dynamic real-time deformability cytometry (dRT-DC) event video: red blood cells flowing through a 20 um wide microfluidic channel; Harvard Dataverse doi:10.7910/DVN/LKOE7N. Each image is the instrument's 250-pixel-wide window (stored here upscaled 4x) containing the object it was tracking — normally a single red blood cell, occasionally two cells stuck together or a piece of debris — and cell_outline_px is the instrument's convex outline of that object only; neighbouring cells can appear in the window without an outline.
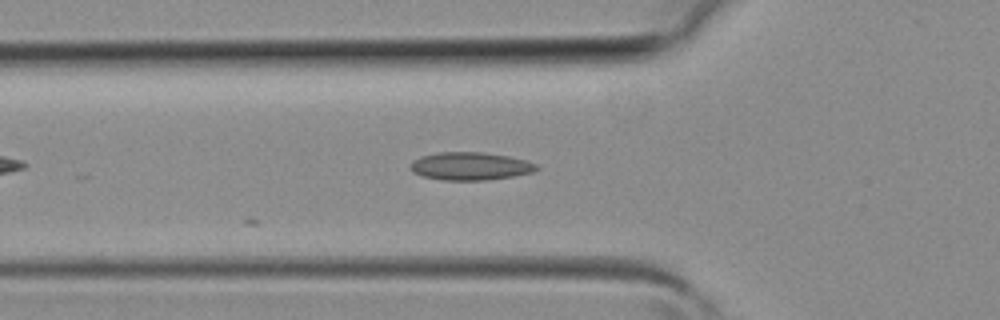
{"species": "common noctule bat (a hibernating species)", "species_latin": "Nyctalus noctula", "temperature_condition": "room temperature", "stored_images_in_passage": 3, "camera_frame_rate_fps": 3000, "um_per_image_px": 0.085, "animal": {"sex": "female", "body_mass_g": 19.3, "forearm_length_mm": 54.1}, "frame": {"image": 1, "passage_image": 3, "time_ms": 0.667, "image_size_px": [1000, 320], "cell_outline_px": [[540, 168], [532, 172], [512, 176], [488, 180], [444, 180], [424, 176], [412, 172], [408, 168], [412, 160], [420, 156], [436, 152], [484, 152], [508, 156], [524, 160], [536, 164]], "centroid_in_image_um": [39.93, 14.11], "position_along_channel_um": 85.9, "area_um2": 20.58}}